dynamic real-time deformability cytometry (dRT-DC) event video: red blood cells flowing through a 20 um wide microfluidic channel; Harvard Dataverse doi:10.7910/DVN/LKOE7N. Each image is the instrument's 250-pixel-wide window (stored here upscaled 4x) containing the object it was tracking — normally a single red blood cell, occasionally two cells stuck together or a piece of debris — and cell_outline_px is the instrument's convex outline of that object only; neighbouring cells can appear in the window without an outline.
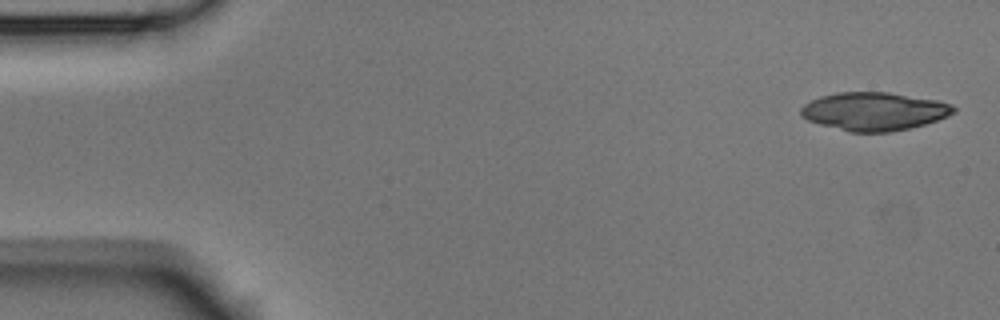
{"species": "Egyptian fruit bat (a non-hibernating species)", "species_latin": "Rousettus aegyptiacus", "temperature_condition": "room temperature", "stored_images_in_passage": 5, "camera_frame_rate_fps": 3000, "um_per_image_px": 0.085, "animal": {"sex": "male"}, "frame": {"image": 1, "passage_image": 1, "time_ms": 0.0, "image_size_px": [1000, 320], "cell_outline_px": [[956, 112], [948, 116], [924, 124], [892, 132], [848, 132], [820, 124], [808, 120], [800, 112], [800, 108], [804, 104], [820, 96], [836, 92], [888, 92], [936, 100], [952, 104], [956, 108]], "centroid_in_image_um": [74.3, 9.46], "position_along_channel_um": 10.7, "area_um2": 33.93}}